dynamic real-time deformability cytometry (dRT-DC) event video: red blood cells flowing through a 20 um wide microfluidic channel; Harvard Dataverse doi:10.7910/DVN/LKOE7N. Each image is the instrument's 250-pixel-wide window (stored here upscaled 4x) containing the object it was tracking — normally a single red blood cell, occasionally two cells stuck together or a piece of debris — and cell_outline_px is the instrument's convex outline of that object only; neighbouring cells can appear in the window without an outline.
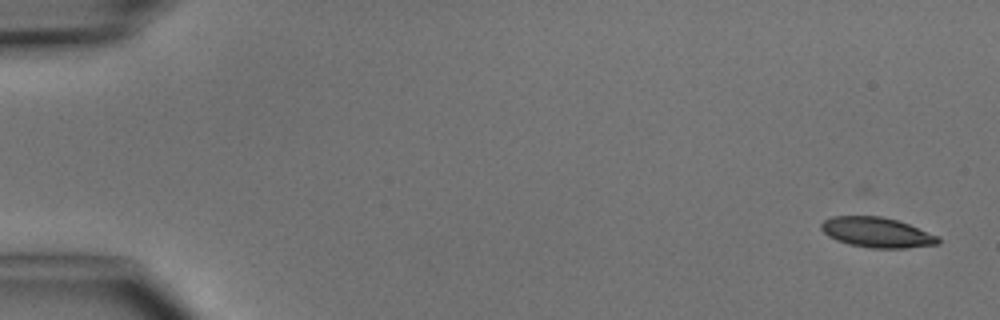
{"species": "common noctule bat (a hibernating species)", "species_latin": "Nyctalus noctula", "temperature_condition": "cold", "stored_images_in_passage": 5, "camera_frame_rate_fps": 3000, "um_per_image_px": 0.085, "animal": {"sex": "male", "body_mass_g": 15.6}, "frame": {"image": 1, "passage_image": 1, "time_ms": 0.0, "image_size_px": [1000, 320], "cell_outline_px": [[940, 244], [908, 248], [868, 248], [848, 244], [836, 240], [828, 236], [820, 228], [820, 224], [824, 220], [832, 216], [880, 216], [896, 220], [908, 224], [940, 236]], "centroid_in_image_um": [74.54, 19.76], "position_along_channel_um": 10.5, "area_um2": 20.69}}